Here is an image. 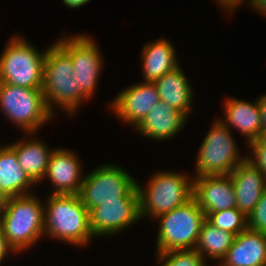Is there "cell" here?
Returning a JSON list of instances; mask_svg holds the SVG:
<instances>
[{"label":"cell","mask_w":266,"mask_h":266,"mask_svg":"<svg viewBox=\"0 0 266 266\" xmlns=\"http://www.w3.org/2000/svg\"><path fill=\"white\" fill-rule=\"evenodd\" d=\"M78 195L90 212L104 201L118 200L120 197H139V192L137 181L124 168L107 164L84 176Z\"/></svg>","instance_id":"9c48e42d"},{"label":"cell","mask_w":266,"mask_h":266,"mask_svg":"<svg viewBox=\"0 0 266 266\" xmlns=\"http://www.w3.org/2000/svg\"><path fill=\"white\" fill-rule=\"evenodd\" d=\"M253 155L247 157L255 167L260 169L266 176V145L258 138L248 144Z\"/></svg>","instance_id":"4316f807"},{"label":"cell","mask_w":266,"mask_h":266,"mask_svg":"<svg viewBox=\"0 0 266 266\" xmlns=\"http://www.w3.org/2000/svg\"><path fill=\"white\" fill-rule=\"evenodd\" d=\"M63 3L68 7V8H78L86 3H88L90 0H62Z\"/></svg>","instance_id":"4dcf8cb0"},{"label":"cell","mask_w":266,"mask_h":266,"mask_svg":"<svg viewBox=\"0 0 266 266\" xmlns=\"http://www.w3.org/2000/svg\"><path fill=\"white\" fill-rule=\"evenodd\" d=\"M238 151L231 129L216 119L199 147L196 177L229 175L247 159Z\"/></svg>","instance_id":"ba28073f"},{"label":"cell","mask_w":266,"mask_h":266,"mask_svg":"<svg viewBox=\"0 0 266 266\" xmlns=\"http://www.w3.org/2000/svg\"><path fill=\"white\" fill-rule=\"evenodd\" d=\"M187 79L180 66L164 74L154 84L161 101L188 117L192 108L193 91Z\"/></svg>","instance_id":"ffe728a7"},{"label":"cell","mask_w":266,"mask_h":266,"mask_svg":"<svg viewBox=\"0 0 266 266\" xmlns=\"http://www.w3.org/2000/svg\"><path fill=\"white\" fill-rule=\"evenodd\" d=\"M219 2V5L225 9L227 11V13L229 12V14L233 11H235L234 9L237 8V6L241 5L243 3V1L245 2V0H217ZM250 4L252 3V0H250L249 2Z\"/></svg>","instance_id":"f1b7e54d"},{"label":"cell","mask_w":266,"mask_h":266,"mask_svg":"<svg viewBox=\"0 0 266 266\" xmlns=\"http://www.w3.org/2000/svg\"><path fill=\"white\" fill-rule=\"evenodd\" d=\"M9 251L12 253L16 252L6 240L3 230L0 227V264L4 261V258L7 257Z\"/></svg>","instance_id":"83f0119b"},{"label":"cell","mask_w":266,"mask_h":266,"mask_svg":"<svg viewBox=\"0 0 266 266\" xmlns=\"http://www.w3.org/2000/svg\"><path fill=\"white\" fill-rule=\"evenodd\" d=\"M259 139L266 145V131L261 132Z\"/></svg>","instance_id":"836d02e7"},{"label":"cell","mask_w":266,"mask_h":266,"mask_svg":"<svg viewBox=\"0 0 266 266\" xmlns=\"http://www.w3.org/2000/svg\"><path fill=\"white\" fill-rule=\"evenodd\" d=\"M157 236V253L194 249L206 215L192 198L184 205L161 214Z\"/></svg>","instance_id":"8992f818"},{"label":"cell","mask_w":266,"mask_h":266,"mask_svg":"<svg viewBox=\"0 0 266 266\" xmlns=\"http://www.w3.org/2000/svg\"><path fill=\"white\" fill-rule=\"evenodd\" d=\"M158 264L161 266H207L206 260L195 249L159 252Z\"/></svg>","instance_id":"d4e9b609"},{"label":"cell","mask_w":266,"mask_h":266,"mask_svg":"<svg viewBox=\"0 0 266 266\" xmlns=\"http://www.w3.org/2000/svg\"><path fill=\"white\" fill-rule=\"evenodd\" d=\"M9 146L16 152L19 165L35 183L42 181L54 149H49L41 140H19Z\"/></svg>","instance_id":"7402d4cb"},{"label":"cell","mask_w":266,"mask_h":266,"mask_svg":"<svg viewBox=\"0 0 266 266\" xmlns=\"http://www.w3.org/2000/svg\"><path fill=\"white\" fill-rule=\"evenodd\" d=\"M206 220L213 226L236 236L248 228V217L237 207L208 213Z\"/></svg>","instance_id":"cb8c5ba5"},{"label":"cell","mask_w":266,"mask_h":266,"mask_svg":"<svg viewBox=\"0 0 266 266\" xmlns=\"http://www.w3.org/2000/svg\"><path fill=\"white\" fill-rule=\"evenodd\" d=\"M147 183L142 186L137 182L141 218L156 219L193 198V179L176 171H159Z\"/></svg>","instance_id":"277c9868"},{"label":"cell","mask_w":266,"mask_h":266,"mask_svg":"<svg viewBox=\"0 0 266 266\" xmlns=\"http://www.w3.org/2000/svg\"><path fill=\"white\" fill-rule=\"evenodd\" d=\"M229 175L235 189L236 207L248 217L266 190V176L247 159Z\"/></svg>","instance_id":"9a60e30c"},{"label":"cell","mask_w":266,"mask_h":266,"mask_svg":"<svg viewBox=\"0 0 266 266\" xmlns=\"http://www.w3.org/2000/svg\"><path fill=\"white\" fill-rule=\"evenodd\" d=\"M159 101L156 85L142 82L121 91L110 107L119 119L136 128Z\"/></svg>","instance_id":"7c38bea8"},{"label":"cell","mask_w":266,"mask_h":266,"mask_svg":"<svg viewBox=\"0 0 266 266\" xmlns=\"http://www.w3.org/2000/svg\"><path fill=\"white\" fill-rule=\"evenodd\" d=\"M248 229L266 233V190L248 216Z\"/></svg>","instance_id":"484cf974"},{"label":"cell","mask_w":266,"mask_h":266,"mask_svg":"<svg viewBox=\"0 0 266 266\" xmlns=\"http://www.w3.org/2000/svg\"><path fill=\"white\" fill-rule=\"evenodd\" d=\"M224 121L220 120L229 129L230 126L239 129L240 133L246 137L247 144L257 140L262 132L261 114L259 101L254 104L231 98L224 103ZM229 125V126H228Z\"/></svg>","instance_id":"ac0fdd59"},{"label":"cell","mask_w":266,"mask_h":266,"mask_svg":"<svg viewBox=\"0 0 266 266\" xmlns=\"http://www.w3.org/2000/svg\"><path fill=\"white\" fill-rule=\"evenodd\" d=\"M72 151L63 148L54 149L51 154L46 173L55 190L53 194H78L83 183L81 163Z\"/></svg>","instance_id":"5bb4252c"},{"label":"cell","mask_w":266,"mask_h":266,"mask_svg":"<svg viewBox=\"0 0 266 266\" xmlns=\"http://www.w3.org/2000/svg\"><path fill=\"white\" fill-rule=\"evenodd\" d=\"M82 247L94 237L78 194H51L44 205V236Z\"/></svg>","instance_id":"6da1fadb"},{"label":"cell","mask_w":266,"mask_h":266,"mask_svg":"<svg viewBox=\"0 0 266 266\" xmlns=\"http://www.w3.org/2000/svg\"><path fill=\"white\" fill-rule=\"evenodd\" d=\"M193 198L205 215L236 207L235 189L230 175L194 177Z\"/></svg>","instance_id":"4fadbf2b"},{"label":"cell","mask_w":266,"mask_h":266,"mask_svg":"<svg viewBox=\"0 0 266 266\" xmlns=\"http://www.w3.org/2000/svg\"><path fill=\"white\" fill-rule=\"evenodd\" d=\"M261 114L262 132L266 131V94L258 98Z\"/></svg>","instance_id":"f546056e"},{"label":"cell","mask_w":266,"mask_h":266,"mask_svg":"<svg viewBox=\"0 0 266 266\" xmlns=\"http://www.w3.org/2000/svg\"><path fill=\"white\" fill-rule=\"evenodd\" d=\"M32 195L6 198L0 212V227L8 243L18 253L44 235V205Z\"/></svg>","instance_id":"7a4b0ae2"},{"label":"cell","mask_w":266,"mask_h":266,"mask_svg":"<svg viewBox=\"0 0 266 266\" xmlns=\"http://www.w3.org/2000/svg\"><path fill=\"white\" fill-rule=\"evenodd\" d=\"M141 53L144 82L154 83L164 74L179 67L174 47L163 38L146 44Z\"/></svg>","instance_id":"d6986e66"},{"label":"cell","mask_w":266,"mask_h":266,"mask_svg":"<svg viewBox=\"0 0 266 266\" xmlns=\"http://www.w3.org/2000/svg\"><path fill=\"white\" fill-rule=\"evenodd\" d=\"M219 266H266V233L240 232Z\"/></svg>","instance_id":"2e32d148"},{"label":"cell","mask_w":266,"mask_h":266,"mask_svg":"<svg viewBox=\"0 0 266 266\" xmlns=\"http://www.w3.org/2000/svg\"><path fill=\"white\" fill-rule=\"evenodd\" d=\"M89 218L94 237L113 236L141 219L139 197L104 201L89 212Z\"/></svg>","instance_id":"8fae6325"},{"label":"cell","mask_w":266,"mask_h":266,"mask_svg":"<svg viewBox=\"0 0 266 266\" xmlns=\"http://www.w3.org/2000/svg\"><path fill=\"white\" fill-rule=\"evenodd\" d=\"M63 37L56 43L71 57L77 89L88 100L95 93L102 62L104 63L98 44L84 34Z\"/></svg>","instance_id":"30bf717a"},{"label":"cell","mask_w":266,"mask_h":266,"mask_svg":"<svg viewBox=\"0 0 266 266\" xmlns=\"http://www.w3.org/2000/svg\"><path fill=\"white\" fill-rule=\"evenodd\" d=\"M0 109L11 123L24 133L34 132L54 116L44 98L42 89H31L0 82Z\"/></svg>","instance_id":"52a82bcc"},{"label":"cell","mask_w":266,"mask_h":266,"mask_svg":"<svg viewBox=\"0 0 266 266\" xmlns=\"http://www.w3.org/2000/svg\"><path fill=\"white\" fill-rule=\"evenodd\" d=\"M187 118L184 113L160 100L136 127V130L149 139L160 141L171 139L182 130Z\"/></svg>","instance_id":"e0dca14e"},{"label":"cell","mask_w":266,"mask_h":266,"mask_svg":"<svg viewBox=\"0 0 266 266\" xmlns=\"http://www.w3.org/2000/svg\"><path fill=\"white\" fill-rule=\"evenodd\" d=\"M73 72L71 57L56 42L46 49L42 91L52 114L57 104L72 117L81 102L87 100L77 89Z\"/></svg>","instance_id":"3957f363"},{"label":"cell","mask_w":266,"mask_h":266,"mask_svg":"<svg viewBox=\"0 0 266 266\" xmlns=\"http://www.w3.org/2000/svg\"><path fill=\"white\" fill-rule=\"evenodd\" d=\"M254 9H258L257 11L262 12V14L266 15V0H252L251 7Z\"/></svg>","instance_id":"1f68e13d"},{"label":"cell","mask_w":266,"mask_h":266,"mask_svg":"<svg viewBox=\"0 0 266 266\" xmlns=\"http://www.w3.org/2000/svg\"><path fill=\"white\" fill-rule=\"evenodd\" d=\"M235 237V234L221 230L205 220L201 226L194 249L205 259L211 258L221 262L233 245Z\"/></svg>","instance_id":"603a6c76"},{"label":"cell","mask_w":266,"mask_h":266,"mask_svg":"<svg viewBox=\"0 0 266 266\" xmlns=\"http://www.w3.org/2000/svg\"><path fill=\"white\" fill-rule=\"evenodd\" d=\"M25 38L15 35L0 55V82L42 89L46 50L37 51Z\"/></svg>","instance_id":"5b68a950"},{"label":"cell","mask_w":266,"mask_h":266,"mask_svg":"<svg viewBox=\"0 0 266 266\" xmlns=\"http://www.w3.org/2000/svg\"><path fill=\"white\" fill-rule=\"evenodd\" d=\"M36 185L19 165L16 152L6 145L0 147V192L5 198L29 195Z\"/></svg>","instance_id":"44dd1931"},{"label":"cell","mask_w":266,"mask_h":266,"mask_svg":"<svg viewBox=\"0 0 266 266\" xmlns=\"http://www.w3.org/2000/svg\"><path fill=\"white\" fill-rule=\"evenodd\" d=\"M5 200L6 198L4 197V195L0 192V212L5 204Z\"/></svg>","instance_id":"d6a6232c"}]
</instances>
